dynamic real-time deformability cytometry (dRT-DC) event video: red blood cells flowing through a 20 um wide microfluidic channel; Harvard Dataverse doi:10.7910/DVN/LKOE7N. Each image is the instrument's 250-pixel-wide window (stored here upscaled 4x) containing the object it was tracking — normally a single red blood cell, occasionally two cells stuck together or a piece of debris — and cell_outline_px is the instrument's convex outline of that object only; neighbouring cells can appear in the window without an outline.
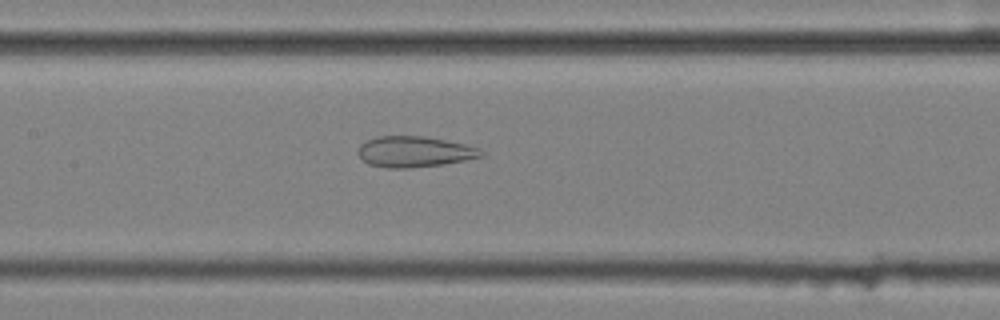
{"species": "common noctule bat (a hibernating species)", "species_latin": "Nyctalus noctula", "temperature_condition": "cold", "stored_images_in_passage": 53, "camera_frame_rate_fps": 3000, "um_per_image_px": 0.085, "animal": {"sex": "female", "body_mass_g": 25.1}, "frame": {"image": 1, "passage_image": 24, "time_ms": 7.667, "image_size_px": [1000, 320], "cell_outline_px": [[484, 156], [464, 160], [440, 164], [408, 168], [388, 168], [368, 164], [356, 152], [360, 144], [376, 136], [424, 136], [464, 144], [480, 148], [484, 152]], "centroid_in_image_um": [35.2, 12.89], "position_along_channel_um": 172.2, "area_um2": 21.96}}
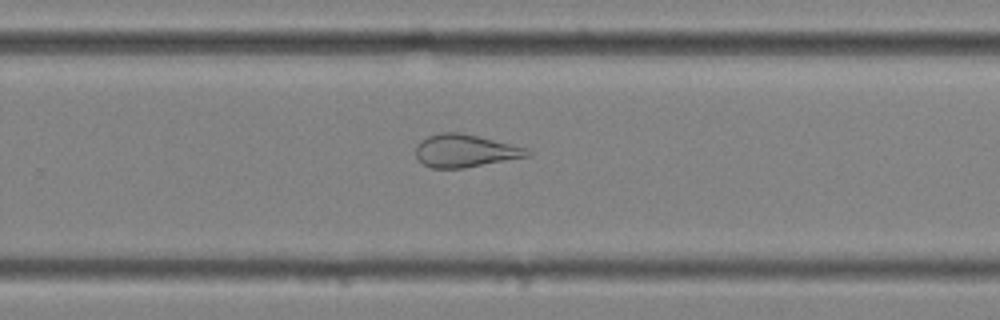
{"frame": {"image": 2, "passage_image": 34, "time_ms": 11.0, "image_size_px": [1000, 320], "cell_outline_px": [[532, 152], [528, 156], [464, 168], [432, 168], [424, 164], [416, 156], [416, 144], [420, 140], [428, 136], [440, 132], [460, 132], [528, 148]], "centroid_in_image_um": [39.51, 12.81], "position_along_channel_um": 290.3, "area_um2": 21.15}}
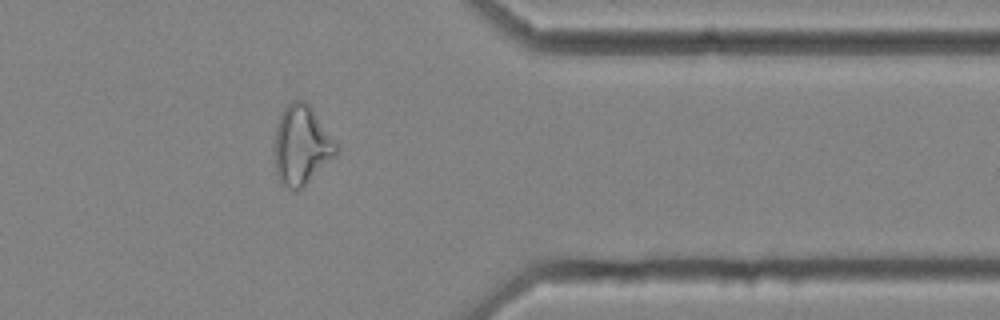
{"frame": {"image": 3, "passage_image": 43, "time_ms": 14.0, "image_size_px": [1000, 320], "cell_outline_px": [[340, 148], [336, 156], [296, 192], [280, 184], [276, 172], [276, 124], [284, 108], [292, 100], [304, 100], [312, 108], [336, 140]], "centroid_in_image_um": [25.66, 12.34], "position_along_channel_um": 385.7, "area_um2": 28.5}, "authors_computed_cell_mechanics": {"area_um2": 29.1312, "velocity_mm_per_s": 3.5538, "shape_relaxation_time_tau1_ms": null, "shape_relaxation_time_tau2_ms": 2.2426, "deformation_change_tau1": null, "deformation_change_tau2": 0.1132}}